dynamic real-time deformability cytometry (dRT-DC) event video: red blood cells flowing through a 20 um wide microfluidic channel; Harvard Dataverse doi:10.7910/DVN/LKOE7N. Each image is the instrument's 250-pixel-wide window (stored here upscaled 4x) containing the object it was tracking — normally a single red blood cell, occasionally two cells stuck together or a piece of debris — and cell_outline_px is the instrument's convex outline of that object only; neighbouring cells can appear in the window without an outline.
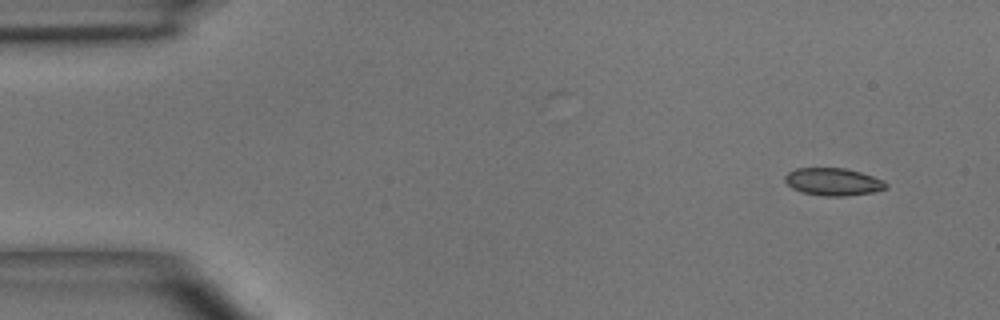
{"species": "common noctule bat (a hibernating species)", "species_latin": "Nyctalus noctula", "temperature_condition": "room temperature", "stored_images_in_passage": 2, "camera_frame_rate_fps": 3000, "um_per_image_px": 0.085, "animal": {"sex": "male", "body_mass_g": 15.6}, "frame": {"image": 1, "passage_image": 2, "time_ms": 2.0, "image_size_px": [1000, 320], "cell_outline_px": [[888, 188], [872, 192], [844, 196], [824, 196], [800, 192], [792, 188], [784, 180], [784, 176], [788, 172], [796, 168], [844, 168], [860, 172], [884, 180], [888, 184]], "centroid_in_image_um": [70.81, 15.45], "position_along_channel_um": 14.2, "area_um2": 16.24}}